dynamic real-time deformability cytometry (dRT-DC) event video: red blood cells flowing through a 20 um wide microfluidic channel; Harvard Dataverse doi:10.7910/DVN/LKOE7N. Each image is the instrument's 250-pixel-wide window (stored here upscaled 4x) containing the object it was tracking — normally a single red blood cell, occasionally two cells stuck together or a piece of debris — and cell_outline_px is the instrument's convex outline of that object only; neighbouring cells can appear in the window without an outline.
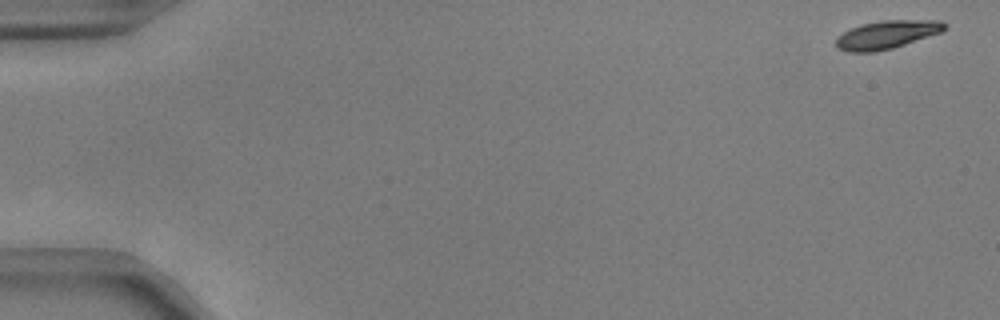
{"species": "common noctule bat (a hibernating species)", "species_latin": "Nyctalus noctula", "temperature_condition": "warm", "stored_images_in_passage": 54, "camera_frame_rate_fps": 3000, "um_per_image_px": 0.085, "animal": {"sex": "male", "body_mass_g": 17.9, "forearm_length_mm": 54.2}, "frame": {"image": 1, "passage_image": 1, "time_ms": 0.0, "image_size_px": [1000, 320], "cell_outline_px": [[944, 28], [940, 32], [892, 48], [876, 52], [848, 52], [836, 48], [836, 40], [844, 32], [860, 24], [880, 20], [940, 20], [944, 24]], "centroid_in_image_um": [75.32, 2.94], "position_along_channel_um": 9.7, "area_um2": 17.57}}
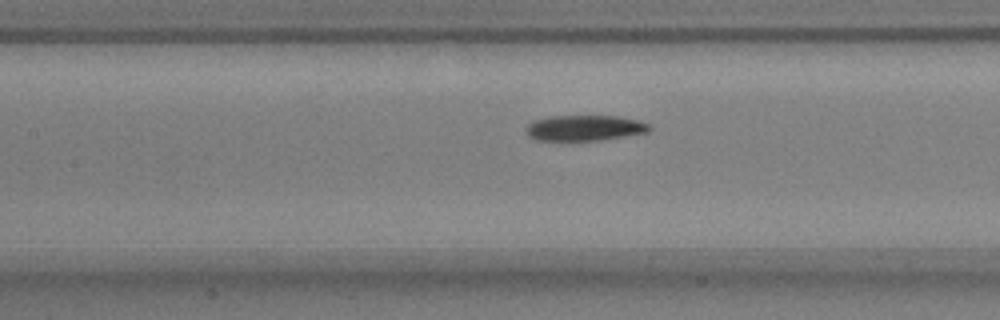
{"frame": {"image": 2, "passage_image": 25, "time_ms": 8.0, "image_size_px": [1000, 320], "cell_outline_px": [[652, 128], [648, 132], [600, 140], [532, 140], [528, 136], [524, 128], [532, 120], [548, 116], [616, 116], [636, 120], [648, 124]], "centroid_in_image_um": [49.61, 10.87], "position_along_channel_um": 157.8, "area_um2": 18.44}}
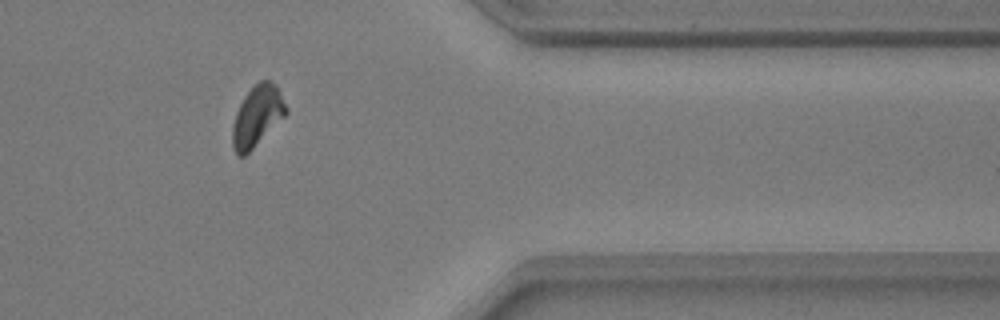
{"frame": {"image": 3, "passage_image": 45, "time_ms": 14.667, "image_size_px": [1000, 320], "cell_outline_px": [[288, 112], [244, 156], [236, 156], [232, 148], [232, 124], [236, 112], [244, 96], [260, 80], [268, 80], [276, 84], [288, 108]], "centroid_in_image_um": [21.84, 9.86], "position_along_channel_um": 389.6, "area_um2": 18.73}, "authors_computed_cell_mechanics": {"area_um2": 18.7272, "velocity_mm_per_s": 3.7096, "shape_relaxation_time_tau1_ms": 4.4004, "shape_relaxation_time_tau2_ms": 4.1947, "deformation_change_tau1": 0.1724, "deformation_change_tau2": 0.0908}}